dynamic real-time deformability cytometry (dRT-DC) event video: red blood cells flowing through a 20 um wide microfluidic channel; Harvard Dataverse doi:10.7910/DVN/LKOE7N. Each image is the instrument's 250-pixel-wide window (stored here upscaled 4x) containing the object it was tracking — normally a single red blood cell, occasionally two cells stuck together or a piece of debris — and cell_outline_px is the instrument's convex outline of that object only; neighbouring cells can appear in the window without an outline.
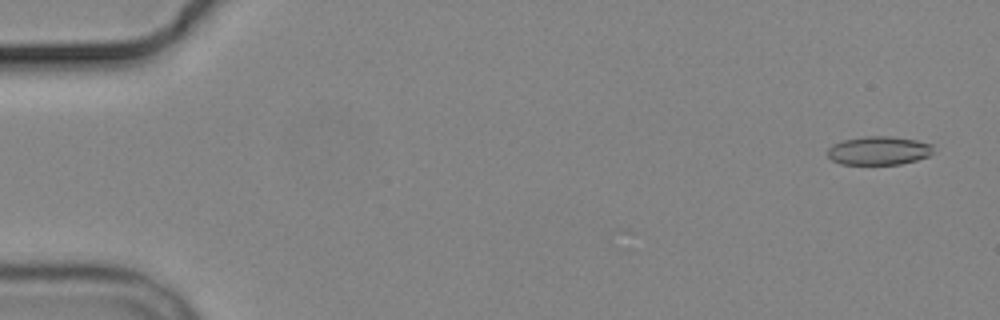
{"species": "common noctule bat (a hibernating species)", "species_latin": "Nyctalus noctula", "temperature_condition": "cold", "stored_images_in_passage": 5, "camera_frame_rate_fps": 3000, "um_per_image_px": 0.085, "animal": {"sex": "male", "body_mass_g": 19.2, "forearm_length_mm": 51.8}, "frame": {"image": 1, "passage_image": 1, "time_ms": 0.0, "image_size_px": [1000, 320], "cell_outline_px": [[932, 152], [928, 156], [916, 160], [900, 164], [840, 164], [832, 160], [828, 156], [828, 148], [832, 144], [844, 140], [864, 136], [892, 136], [916, 140], [932, 144]], "centroid_in_image_um": [74.68, 12.8], "position_along_channel_um": 10.3, "area_um2": 17.57}}
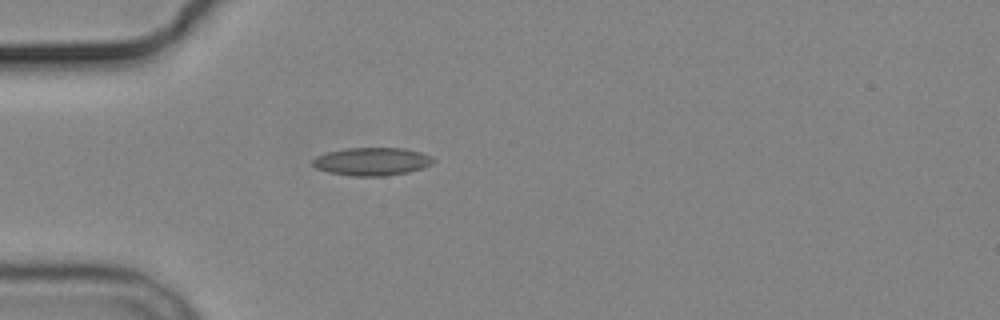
{"frame": {"image": 2, "passage_image": 5, "time_ms": 4.667, "image_size_px": [1000, 320], "cell_outline_px": [[436, 160], [432, 164], [408, 172], [384, 176], [352, 176], [328, 172], [316, 168], [312, 164], [312, 160], [316, 156], [328, 152], [344, 148], [404, 148], [420, 152], [432, 156]], "centroid_in_image_um": [31.61, 13.72], "position_along_channel_um": 53.4, "area_um2": 19.71}}